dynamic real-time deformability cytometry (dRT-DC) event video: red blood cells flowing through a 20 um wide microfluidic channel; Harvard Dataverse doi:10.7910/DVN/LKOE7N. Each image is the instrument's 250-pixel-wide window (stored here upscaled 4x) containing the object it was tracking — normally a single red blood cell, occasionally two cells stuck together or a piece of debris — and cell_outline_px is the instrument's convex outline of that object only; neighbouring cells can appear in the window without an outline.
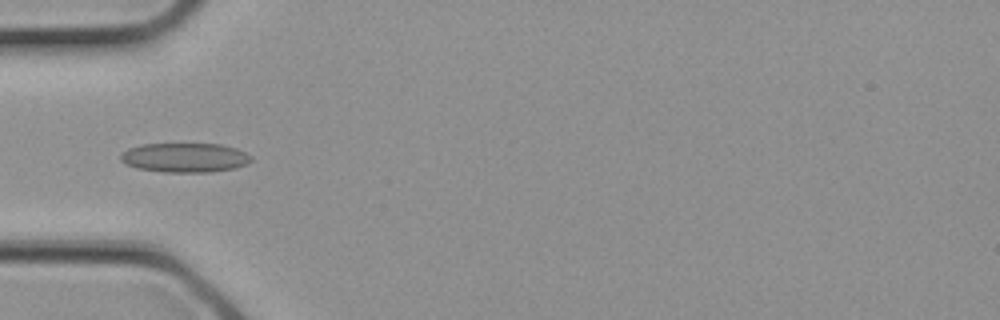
{"species": "common noctule bat (a hibernating species)", "species_latin": "Nyctalus noctula", "temperature_condition": "cold", "stored_images_in_passage": 16, "camera_frame_rate_fps": 3000, "um_per_image_px": 0.085, "animal": {"sex": "female", "body_mass_g": 21.9}, "frame": {"image": 1, "passage_image": 8, "time_ms": 2.333, "image_size_px": [1000, 320], "cell_outline_px": [[252, 160], [248, 164], [236, 168], [212, 172], [164, 172], [136, 168], [124, 164], [120, 160], [120, 152], [128, 148], [144, 144], [220, 144], [236, 148], [252, 156]], "centroid_in_image_um": [15.7, 13.4], "position_along_channel_um": 69.3, "area_um2": 22.6}}
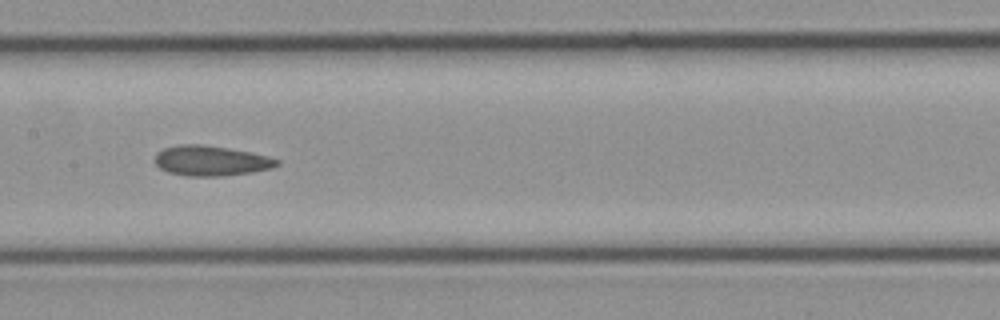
{"frame": {"image": 2, "passage_image": 13, "time_ms": 4.0, "image_size_px": [1000, 320], "cell_outline_px": [[280, 164], [272, 168], [252, 172], [220, 176], [184, 176], [168, 172], [160, 168], [156, 164], [156, 152], [164, 148], [180, 144], [204, 144], [228, 148], [268, 156], [280, 160]], "centroid_in_image_um": [17.93, 13.66], "position_along_channel_um": 189.5, "area_um2": 21.44}}
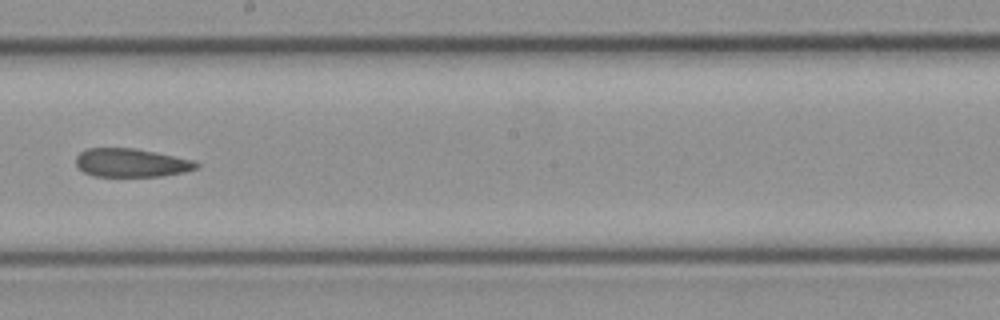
{"frame": {"image": 3, "passage_image": 15, "time_ms": 4.667, "image_size_px": [1000, 320], "cell_outline_px": [[200, 164], [196, 168], [184, 172], [160, 176], [96, 176], [84, 172], [76, 164], [76, 156], [80, 152], [88, 148], [136, 148], [196, 160]], "centroid_in_image_um": [11.18, 13.82], "position_along_channel_um": 237.0, "area_um2": 20.0}}